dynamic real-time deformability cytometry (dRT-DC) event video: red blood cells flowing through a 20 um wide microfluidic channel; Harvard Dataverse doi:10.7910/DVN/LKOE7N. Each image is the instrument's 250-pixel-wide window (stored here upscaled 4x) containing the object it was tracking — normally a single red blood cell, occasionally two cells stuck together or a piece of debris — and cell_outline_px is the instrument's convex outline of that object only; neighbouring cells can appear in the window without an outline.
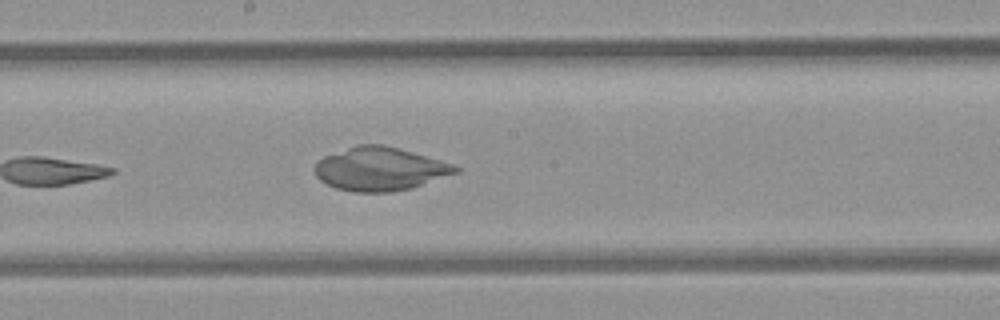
{"species": "common noctule bat (a hibernating species)", "species_latin": "Nyctalus noctula", "temperature_condition": "room temperature", "stored_images_in_passage": 8, "camera_frame_rate_fps": 3000, "um_per_image_px": 0.085, "animal": {"sex": "female", "body_mass_g": 21.9}, "frame": {"image": 1, "passage_image": 8, "time_ms": 8.0, "image_size_px": [1000, 320], "cell_outline_px": [[460, 172], [412, 188], [392, 192], [352, 192], [336, 188], [324, 184], [316, 176], [316, 164], [324, 156], [356, 144], [384, 144], [440, 160], [452, 164], [460, 168]], "centroid_in_image_um": [32.3, 14.37], "position_along_channel_um": 215.9, "area_um2": 35.66}}